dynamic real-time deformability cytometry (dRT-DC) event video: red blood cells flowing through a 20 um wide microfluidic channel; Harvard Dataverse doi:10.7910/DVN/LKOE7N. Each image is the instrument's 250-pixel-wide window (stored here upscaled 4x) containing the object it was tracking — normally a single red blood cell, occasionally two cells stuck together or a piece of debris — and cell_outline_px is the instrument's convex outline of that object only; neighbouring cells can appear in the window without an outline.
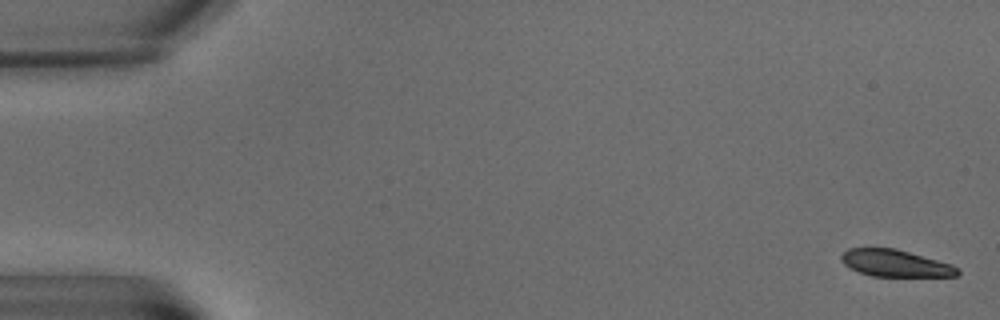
{"species": "common noctule bat (a hibernating species)", "species_latin": "Nyctalus noctula", "temperature_condition": "warm", "stored_images_in_passage": 8, "camera_frame_rate_fps": 3000, "um_per_image_px": 0.085, "animal": {"sex": "male", "body_mass_g": 15.6}, "frame": {"image": 1, "passage_image": 1, "time_ms": 0.0, "image_size_px": [1000, 320], "cell_outline_px": [[960, 272], [956, 276], [872, 276], [860, 272], [844, 264], [840, 260], [840, 256], [848, 248], [896, 248], [952, 264], [960, 268]], "centroid_in_image_um": [76.12, 22.37], "position_along_channel_um": 8.9, "area_um2": 18.21}}
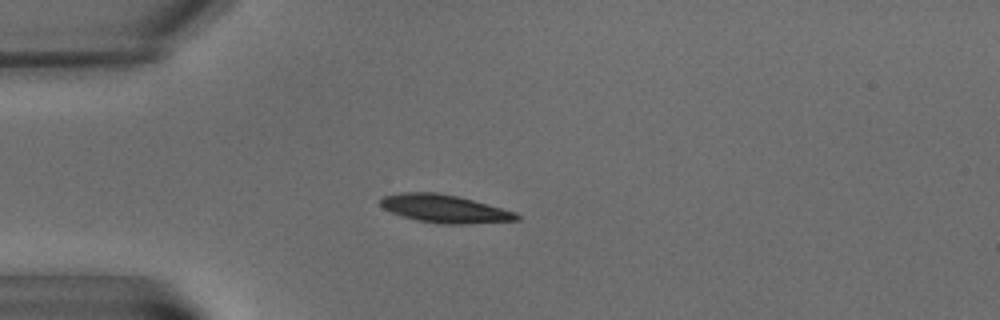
{"frame": {"image": 2, "passage_image": 6, "time_ms": 6.0, "image_size_px": [1000, 320], "cell_outline_px": [[520, 220], [468, 224], [440, 224], [416, 220], [400, 216], [384, 208], [380, 204], [380, 200], [384, 196], [404, 192], [436, 192], [456, 196], [488, 204], [516, 212], [520, 216]], "centroid_in_image_um": [37.81, 17.75], "position_along_channel_um": 47.2, "area_um2": 22.2}}